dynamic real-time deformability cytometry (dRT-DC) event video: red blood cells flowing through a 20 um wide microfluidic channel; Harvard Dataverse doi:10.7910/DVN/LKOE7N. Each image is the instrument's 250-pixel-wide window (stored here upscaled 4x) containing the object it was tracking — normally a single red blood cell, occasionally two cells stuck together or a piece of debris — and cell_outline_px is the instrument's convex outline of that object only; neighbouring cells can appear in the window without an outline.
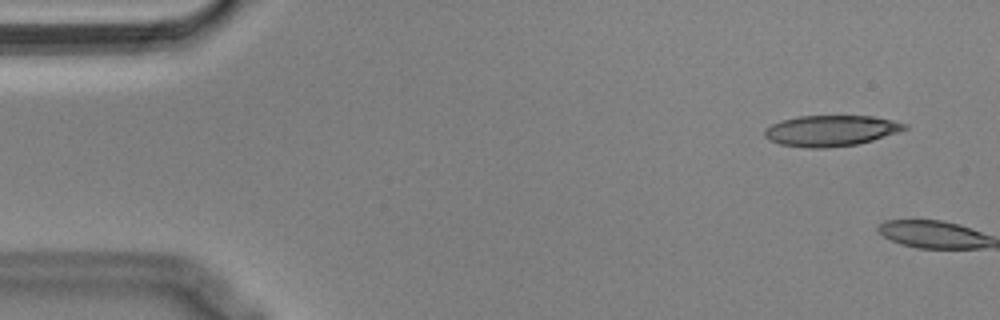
{"species": "Egyptian fruit bat (a non-hibernating species)", "species_latin": "Rousettus aegyptiacus", "temperature_condition": "cold", "stored_images_in_passage": 2, "camera_frame_rate_fps": 3000, "um_per_image_px": 0.085, "animal": {"sex": "male"}, "frame": {"image": 1, "passage_image": 1, "time_ms": 0.0, "image_size_px": [1000, 320], "cell_outline_px": [[908, 128], [900, 132], [872, 140], [856, 144], [828, 148], [808, 148], [780, 144], [768, 140], [764, 136], [764, 128], [780, 120], [800, 116], [872, 116], [892, 120], [908, 124]], "centroid_in_image_um": [70.61, 11.11], "position_along_channel_um": 14.4, "area_um2": 25.32}}